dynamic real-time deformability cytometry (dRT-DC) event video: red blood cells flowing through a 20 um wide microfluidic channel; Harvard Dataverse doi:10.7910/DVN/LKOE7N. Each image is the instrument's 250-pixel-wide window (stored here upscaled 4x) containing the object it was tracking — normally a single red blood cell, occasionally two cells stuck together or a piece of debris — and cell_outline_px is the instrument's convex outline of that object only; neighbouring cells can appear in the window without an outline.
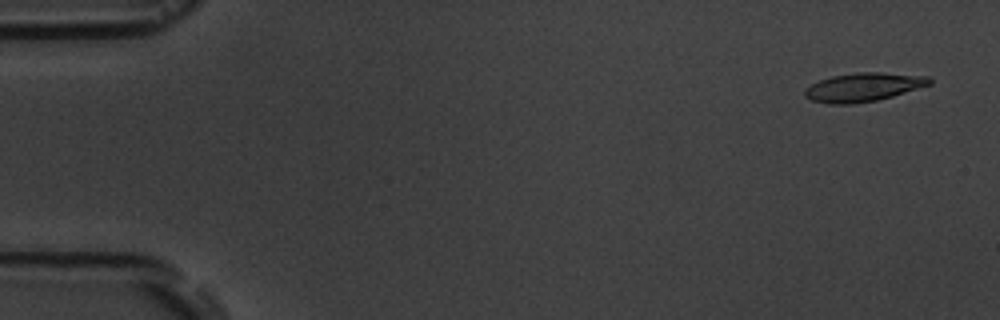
{"species": "common noctule bat (a hibernating species)", "species_latin": "Nyctalus noctula", "temperature_condition": "room temperature", "stored_images_in_passage": 3, "camera_frame_rate_fps": 3000, "um_per_image_px": 0.085, "animal": {"sex": "male", "body_mass_g": 19.5, "forearm_length_mm": 54.6}, "frame": {"image": 1, "passage_image": 1, "time_ms": 0.0, "image_size_px": [1000, 320], "cell_outline_px": [[932, 84], [892, 96], [876, 100], [852, 104], [828, 104], [812, 100], [804, 96], [804, 88], [820, 80], [832, 76], [860, 72], [880, 72], [928, 76], [932, 80]], "centroid_in_image_um": [73.38, 7.41], "position_along_channel_um": 11.6, "area_um2": 20.75}}